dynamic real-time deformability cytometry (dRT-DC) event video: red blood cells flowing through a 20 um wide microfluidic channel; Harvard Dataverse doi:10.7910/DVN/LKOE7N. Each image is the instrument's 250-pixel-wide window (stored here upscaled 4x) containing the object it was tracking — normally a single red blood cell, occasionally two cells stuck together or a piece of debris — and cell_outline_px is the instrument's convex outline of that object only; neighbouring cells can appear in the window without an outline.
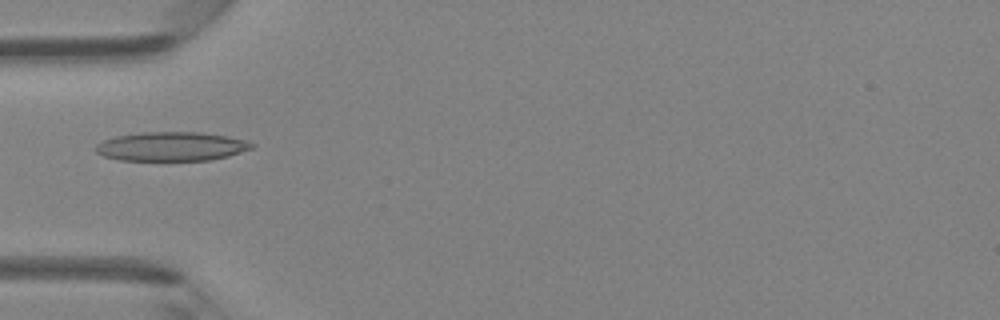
{"species": "Egyptian fruit bat (a non-hibernating species)", "species_latin": "Rousettus aegyptiacus", "temperature_condition": "room temperature", "stored_images_in_passage": 33, "camera_frame_rate_fps": 3000, "um_per_image_px": 0.085, "animal": {"sex": "female"}, "frame": {"image": 1, "passage_image": 1, "time_ms": 0.0, "image_size_px": [1000, 320], "cell_outline_px": [[256, 144], [252, 148], [228, 156], [208, 160], [120, 160], [104, 156], [96, 152], [92, 148], [96, 144], [104, 140], [116, 136], [144, 132], [200, 132], [228, 136], [248, 140]], "centroid_in_image_um": [14.57, 12.44], "position_along_channel_um": 70.4, "area_um2": 26.47}}
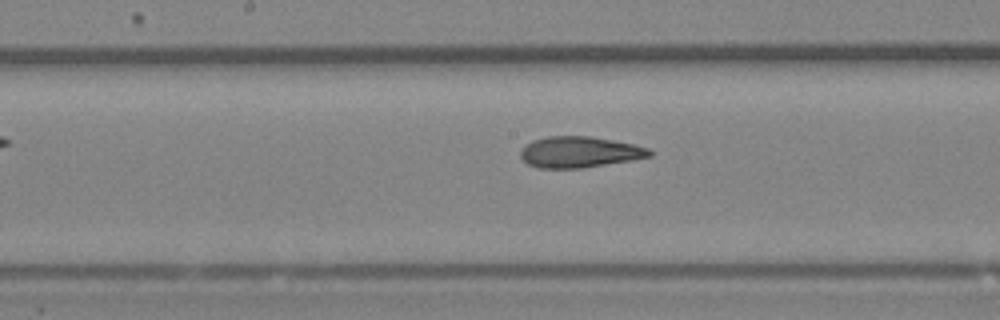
{"frame": {"image": 2, "passage_image": 10, "time_ms": 3.0, "image_size_px": [1000, 320], "cell_outline_px": [[652, 156], [632, 160], [584, 168], [536, 168], [528, 164], [520, 156], [520, 152], [532, 140], [548, 136], [588, 136], [612, 140], [632, 144], [648, 148], [652, 152]], "centroid_in_image_um": [49.26, 12.93], "position_along_channel_um": 198.9, "area_um2": 23.24}}
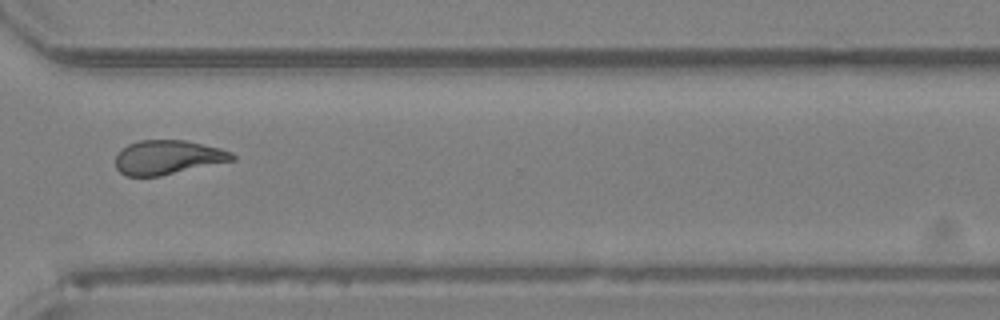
{"frame": {"image": 3, "passage_image": 21, "time_ms": 6.667, "image_size_px": [1000, 320], "cell_outline_px": [[236, 160], [160, 176], [128, 176], [120, 172], [116, 168], [116, 156], [120, 148], [128, 144], [140, 140], [184, 140], [220, 148], [232, 152], [236, 156]], "centroid_in_image_um": [14.27, 13.37], "position_along_channel_um": 356.3, "area_um2": 23.35}, "authors_computed_cell_mechanics": {"area_um2": 23.5824, "velocity_mm_per_s": 4.2793, "shape_relaxation_time_tau1_ms": 5.8105, "shape_relaxation_time_tau2_ms": 1.9137, "deformation_change_tau1": 0.1731, "deformation_change_tau2": 0.0931}}